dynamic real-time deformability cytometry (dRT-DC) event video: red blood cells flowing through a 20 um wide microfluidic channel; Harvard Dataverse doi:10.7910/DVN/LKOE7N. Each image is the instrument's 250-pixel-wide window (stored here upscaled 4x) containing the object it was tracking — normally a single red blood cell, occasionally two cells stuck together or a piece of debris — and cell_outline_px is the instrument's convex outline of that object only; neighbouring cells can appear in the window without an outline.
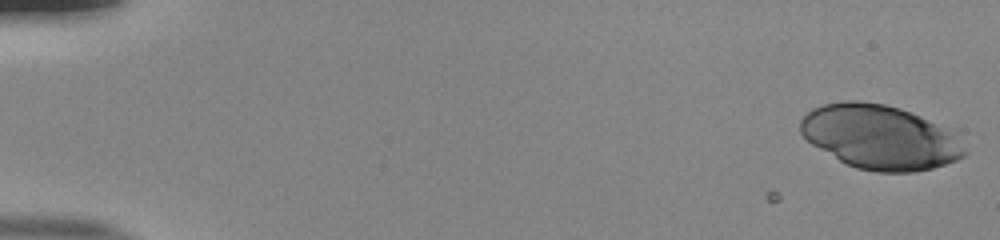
{"species": "human", "species_latin": "Homo sapiens", "temperature_condition": "room temperature", "stored_images_in_passage": 27, "camera_frame_rate_fps": 3000, "um_per_image_px": 0.085, "donor": {"sex": "male"}, "frame": {"image": 1, "passage_image": 1, "time_ms": 0.0, "image_size_px": [1000, 240], "cell_outline_px": [[968, 152], [964, 156], [956, 160], [932, 168], [916, 172], [876, 172], [856, 168], [840, 160], [812, 144], [800, 132], [800, 120], [812, 108], [824, 104], [844, 100], [856, 100], [884, 104], [900, 108], [960, 128]], "centroid_in_image_um": [74.96, 11.63], "position_along_channel_um": 10.0, "area_um2": 63.0}}